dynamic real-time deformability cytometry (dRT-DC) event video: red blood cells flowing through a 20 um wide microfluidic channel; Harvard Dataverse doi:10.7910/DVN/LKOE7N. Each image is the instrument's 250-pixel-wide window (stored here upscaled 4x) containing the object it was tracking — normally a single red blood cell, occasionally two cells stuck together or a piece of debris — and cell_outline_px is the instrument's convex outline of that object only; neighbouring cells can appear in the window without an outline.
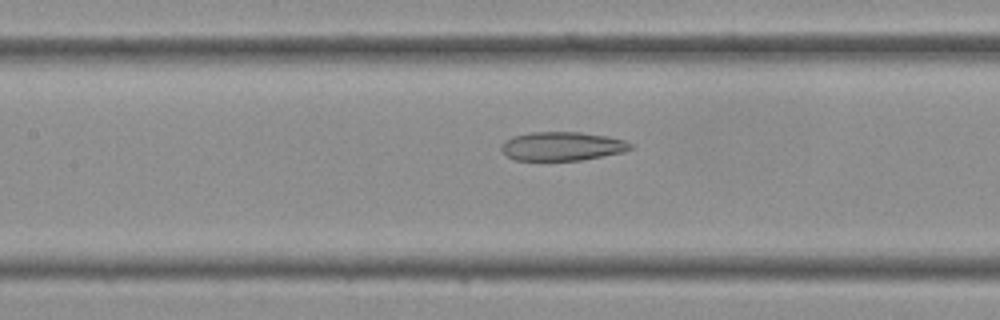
{"species": "Egyptian fruit bat (a non-hibernating species)", "species_latin": "Rousettus aegyptiacus", "temperature_condition": "cold", "stored_images_in_passage": 16, "camera_frame_rate_fps": 3000, "um_per_image_px": 0.085, "frame": {"image": 1, "passage_image": 14, "time_ms": 4.333, "image_size_px": [1000, 320], "cell_outline_px": [[632, 148], [624, 152], [584, 160], [516, 160], [508, 156], [500, 148], [500, 144], [504, 140], [512, 136], [532, 132], [580, 132], [608, 136], [624, 140], [632, 144]], "centroid_in_image_um": [47.78, 12.42], "position_along_channel_um": 159.6, "area_um2": 21.79}}